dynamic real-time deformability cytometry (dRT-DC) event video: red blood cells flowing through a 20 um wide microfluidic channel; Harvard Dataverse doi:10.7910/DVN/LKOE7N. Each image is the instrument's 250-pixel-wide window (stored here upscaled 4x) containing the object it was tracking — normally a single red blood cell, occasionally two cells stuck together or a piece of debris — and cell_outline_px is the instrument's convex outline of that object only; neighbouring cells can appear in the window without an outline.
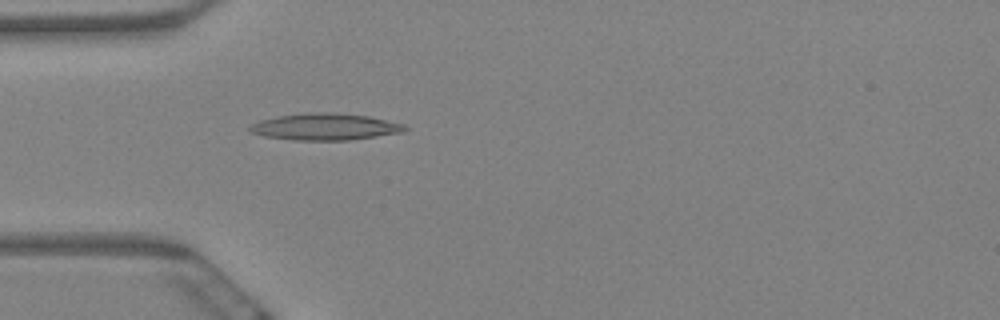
{"species": "Egyptian fruit bat (a non-hibernating species)", "species_latin": "Rousettus aegyptiacus", "temperature_condition": "warm", "stored_images_in_passage": 3, "camera_frame_rate_fps": 3000, "um_per_image_px": 0.085, "animal": {"sex": "female"}, "frame": {"image": 1, "passage_image": 3, "time_ms": 0.667, "image_size_px": [1000, 320], "cell_outline_px": [[408, 128], [404, 132], [348, 140], [296, 140], [264, 136], [252, 132], [248, 128], [252, 124], [260, 120], [276, 116], [304, 112], [328, 112], [368, 116], [404, 124]], "centroid_in_image_um": [27.62, 10.77], "position_along_channel_um": 57.4, "area_um2": 24.04}}